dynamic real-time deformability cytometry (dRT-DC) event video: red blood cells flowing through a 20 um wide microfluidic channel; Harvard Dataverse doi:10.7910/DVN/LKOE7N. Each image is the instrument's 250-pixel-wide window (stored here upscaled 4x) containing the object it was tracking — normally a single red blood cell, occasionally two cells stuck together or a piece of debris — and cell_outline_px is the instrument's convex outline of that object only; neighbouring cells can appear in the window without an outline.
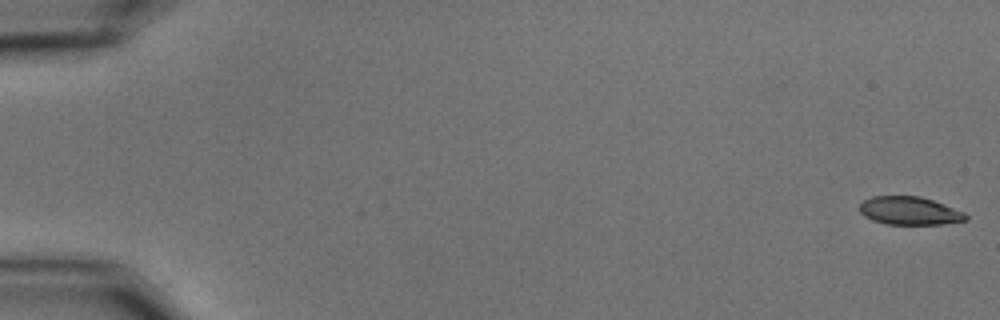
{"species": "common noctule bat (a hibernating species)", "species_latin": "Nyctalus noctula", "temperature_condition": "cold", "stored_images_in_passage": 58, "camera_frame_rate_fps": 3000, "um_per_image_px": 0.085, "animal": {"sex": "male", "body_mass_g": 15.6}, "frame": {"image": 1, "passage_image": 1, "time_ms": 0.0, "image_size_px": [1000, 320], "cell_outline_px": [[968, 220], [944, 224], [884, 224], [872, 220], [864, 216], [860, 212], [860, 204], [864, 200], [872, 196], [920, 196], [932, 200], [964, 212], [968, 216]], "centroid_in_image_um": [77.3, 17.92], "position_along_channel_um": 7.7, "area_um2": 17.4}}
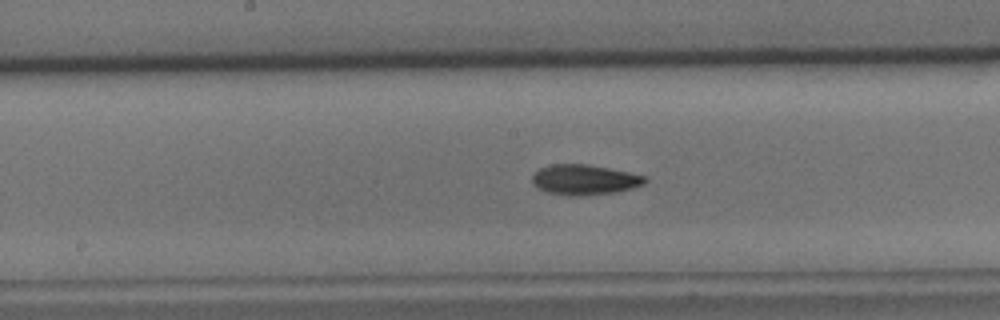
{"frame": {"image": 2, "passage_image": 31, "time_ms": 10.0, "image_size_px": [1000, 320], "cell_outline_px": [[648, 180], [644, 184], [632, 188], [616, 192], [580, 196], [572, 196], [548, 192], [532, 184], [532, 176], [540, 168], [552, 164], [588, 164], [648, 176]], "centroid_in_image_um": [49.71, 15.27], "position_along_channel_um": 198.5, "area_um2": 19.83}}
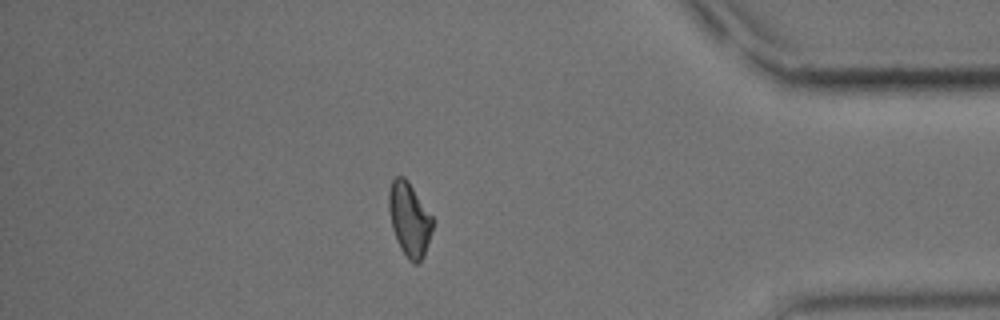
{"frame": {"image": 3, "passage_image": 51, "time_ms": 16.667, "image_size_px": [1000, 320], "cell_outline_px": [[432, 232], [424, 256], [416, 264], [412, 264], [408, 260], [400, 248], [392, 228], [388, 208], [388, 192], [392, 180], [396, 176], [404, 176], [408, 180], [432, 216]], "centroid_in_image_um": [34.78, 18.64], "position_along_channel_um": 400.4, "area_um2": 18.9}, "authors_computed_cell_mechanics": {"area_um2": 19.1607, "velocity_mm_per_s": 3.4859, "shape_relaxation_time_tau1_ms": 5.0285, "shape_relaxation_time_tau2_ms": 7.5449, "deformation_change_tau1": 0.1376, "deformation_change_tau2": 0.1305}}